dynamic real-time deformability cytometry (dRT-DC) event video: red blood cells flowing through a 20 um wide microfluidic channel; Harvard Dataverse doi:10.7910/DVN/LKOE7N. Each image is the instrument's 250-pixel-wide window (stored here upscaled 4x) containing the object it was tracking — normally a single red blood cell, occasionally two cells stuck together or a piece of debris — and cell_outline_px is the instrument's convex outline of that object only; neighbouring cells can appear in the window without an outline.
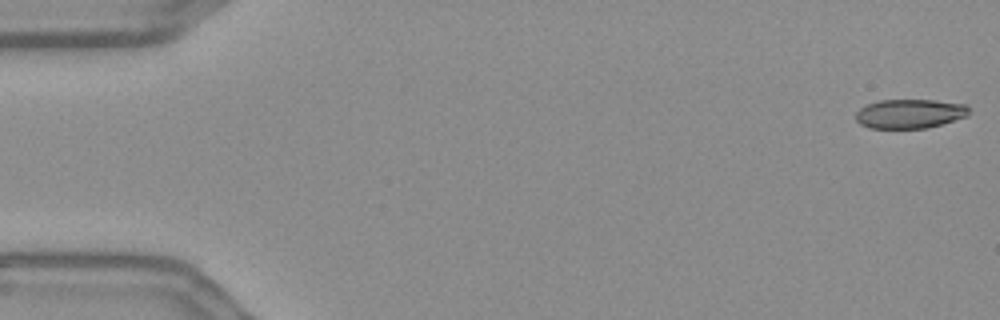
{"species": "Egyptian fruit bat (a non-hibernating species)", "species_latin": "Rousettus aegyptiacus", "temperature_condition": "warm", "stored_images_in_passage": 55, "camera_frame_rate_fps": 3000, "um_per_image_px": 0.085, "frame": {"image": 1, "passage_image": 1, "time_ms": 0.0, "image_size_px": [1000, 320], "cell_outline_px": [[968, 116], [928, 128], [868, 128], [860, 124], [856, 120], [856, 112], [860, 108], [868, 104], [880, 100], [936, 100], [964, 104], [968, 108]], "centroid_in_image_um": [77.32, 9.67], "position_along_channel_um": 7.7, "area_um2": 19.25}}
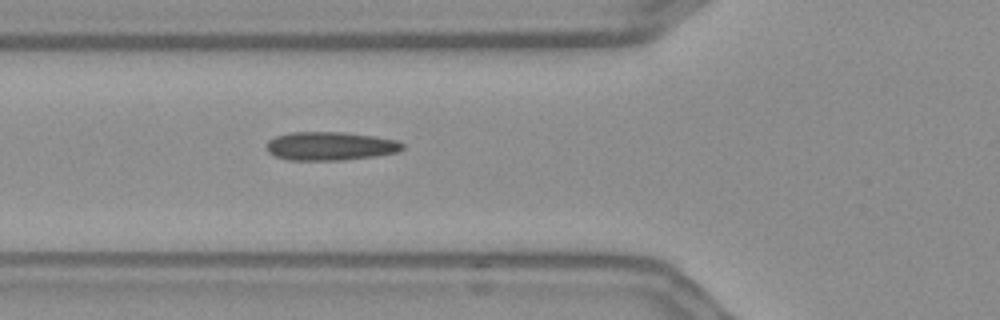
{"frame": {"image": 2, "passage_image": 20, "time_ms": 6.333, "image_size_px": [1000, 320], "cell_outline_px": [[404, 148], [396, 152], [376, 156], [344, 160], [288, 160], [276, 156], [268, 152], [268, 140], [276, 136], [292, 132], [344, 132], [372, 136], [396, 140], [404, 144]], "centroid_in_image_um": [28.08, 12.42], "position_along_channel_um": 97.7, "area_um2": 22.48}}
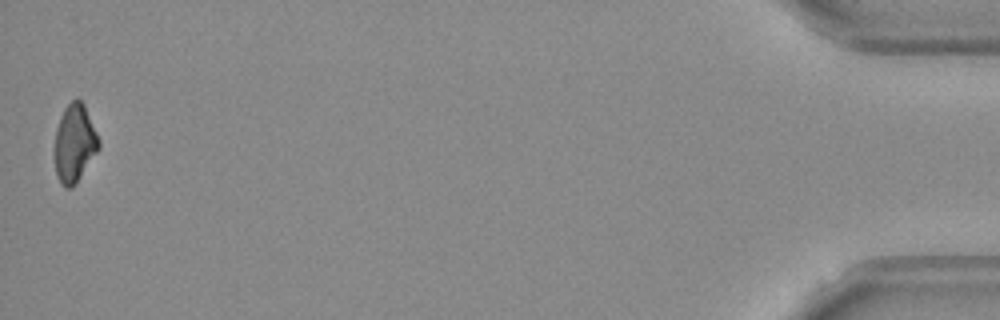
{"frame": {"image": 3, "passage_image": 55, "time_ms": 18.0, "image_size_px": [1000, 320], "cell_outline_px": [[100, 148], [76, 184], [72, 188], [64, 188], [60, 184], [56, 176], [56, 128], [60, 116], [64, 108], [76, 96], [84, 104], [100, 140]], "centroid_in_image_um": [6.35, 12.19], "position_along_channel_um": 428.8, "area_um2": 20.11}, "authors_computed_cell_mechanics": {"area_um2": 21.6172, "velocity_mm_per_s": 3.6586, "shape_relaxation_time_tau1_ms": null, "shape_relaxation_time_tau2_ms": 2.7656, "deformation_change_tau1": null, "deformation_change_tau2": 0.0953}}